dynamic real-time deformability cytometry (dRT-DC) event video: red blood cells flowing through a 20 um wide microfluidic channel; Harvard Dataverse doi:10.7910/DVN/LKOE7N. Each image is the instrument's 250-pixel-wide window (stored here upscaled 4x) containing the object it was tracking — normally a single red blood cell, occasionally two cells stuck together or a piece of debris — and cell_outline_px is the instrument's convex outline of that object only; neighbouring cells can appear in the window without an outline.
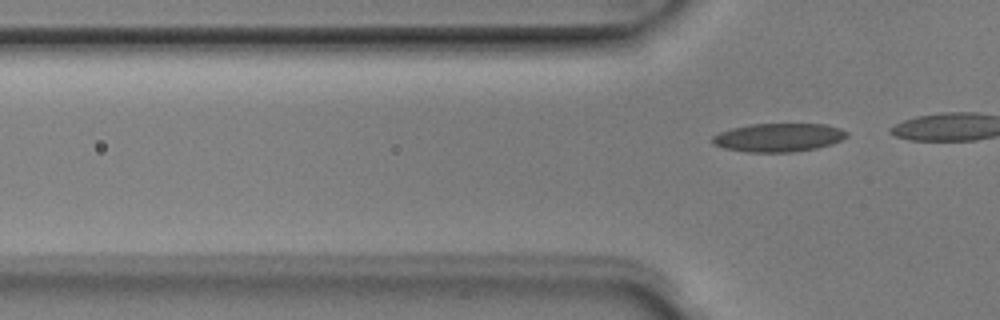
{"species": "Egyptian fruit bat (a non-hibernating species)", "species_latin": "Rousettus aegyptiacus", "temperature_condition": "room temperature", "stored_images_in_passage": 2, "camera_frame_rate_fps": 3000, "um_per_image_px": 0.085, "animal": {"sex": "male"}, "frame": {"image": 1, "passage_image": 2, "time_ms": 0.333, "image_size_px": [1000, 320], "cell_outline_px": [[848, 136], [832, 144], [816, 148], [792, 152], [748, 152], [724, 148], [712, 144], [712, 136], [720, 132], [732, 128], [748, 124], [824, 124], [840, 128], [848, 132]], "centroid_in_image_um": [66.16, 11.68], "position_along_channel_um": 59.6, "area_um2": 22.31}}